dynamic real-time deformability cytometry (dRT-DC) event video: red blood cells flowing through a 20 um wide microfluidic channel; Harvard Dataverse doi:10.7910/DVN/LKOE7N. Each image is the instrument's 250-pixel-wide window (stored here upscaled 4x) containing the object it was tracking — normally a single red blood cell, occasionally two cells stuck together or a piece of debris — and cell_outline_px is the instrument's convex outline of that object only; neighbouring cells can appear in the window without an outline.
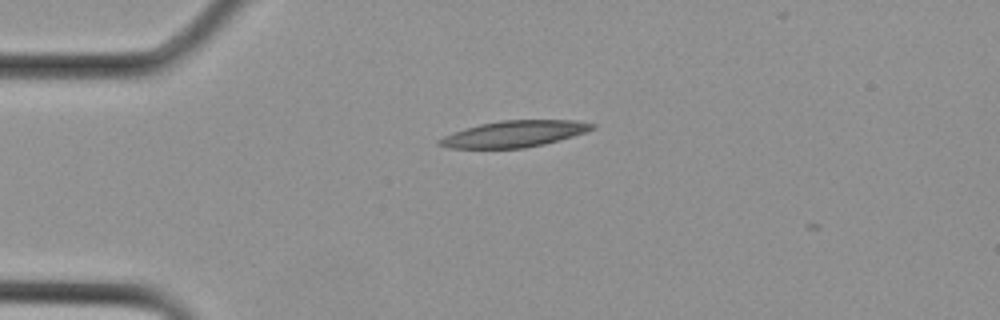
{"species": "Egyptian fruit bat (a non-hibernating species)", "species_latin": "Rousettus aegyptiacus", "temperature_condition": "cold", "stored_images_in_passage": 12, "camera_frame_rate_fps": 3000, "um_per_image_px": 0.085, "animal": {"sex": "female"}, "frame": {"image": 1, "passage_image": 1, "time_ms": 0.0, "image_size_px": [1000, 320], "cell_outline_px": [[596, 128], [588, 132], [560, 140], [544, 144], [524, 148], [448, 148], [436, 144], [436, 140], [444, 136], [480, 124], [500, 120], [576, 120], [596, 124]], "centroid_in_image_um": [43.77, 11.38], "position_along_channel_um": 41.2, "area_um2": 23.52}}
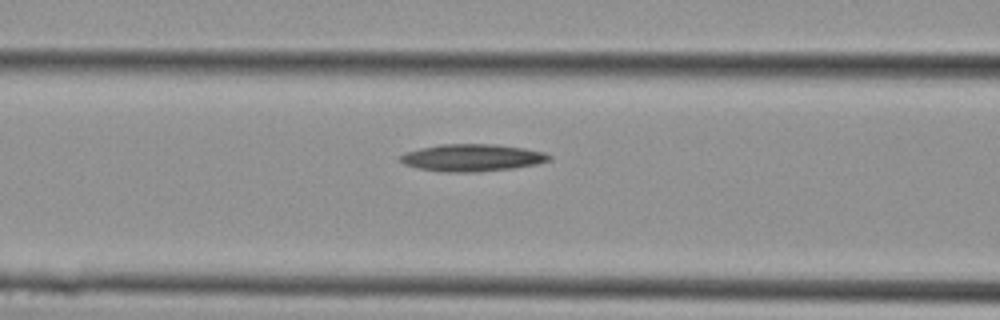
{"frame": {"image": 2, "passage_image": 6, "time_ms": 1.667, "image_size_px": [1000, 320], "cell_outline_px": [[552, 160], [536, 164], [512, 168], [480, 172], [448, 172], [416, 168], [404, 164], [400, 160], [400, 156], [404, 152], [420, 148], [440, 144], [496, 144], [524, 148], [544, 152], [552, 156]], "centroid_in_image_um": [40.13, 13.4], "position_along_channel_um": 126.5, "area_um2": 23.7}}
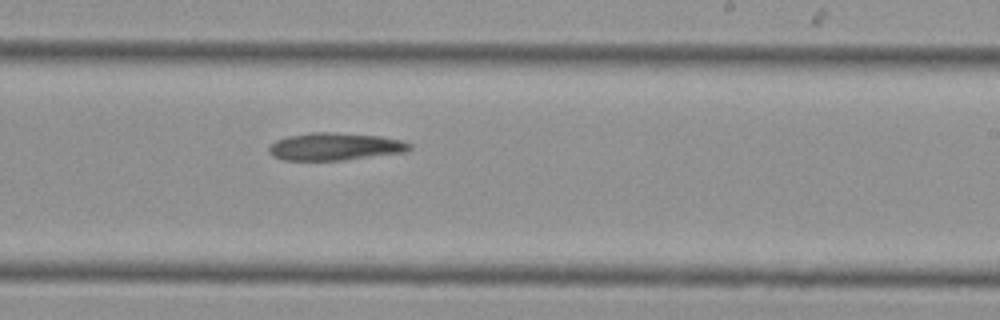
{"frame": {"image": 3, "passage_image": 12, "time_ms": 3.667, "image_size_px": [1000, 320], "cell_outline_px": [[412, 148], [404, 152], [344, 160], [280, 160], [272, 156], [268, 152], [268, 148], [276, 140], [288, 136], [312, 132], [332, 132], [380, 136], [400, 140], [412, 144]], "centroid_in_image_um": [28.44, 12.46], "position_along_channel_um": 260.6, "area_um2": 22.54}}